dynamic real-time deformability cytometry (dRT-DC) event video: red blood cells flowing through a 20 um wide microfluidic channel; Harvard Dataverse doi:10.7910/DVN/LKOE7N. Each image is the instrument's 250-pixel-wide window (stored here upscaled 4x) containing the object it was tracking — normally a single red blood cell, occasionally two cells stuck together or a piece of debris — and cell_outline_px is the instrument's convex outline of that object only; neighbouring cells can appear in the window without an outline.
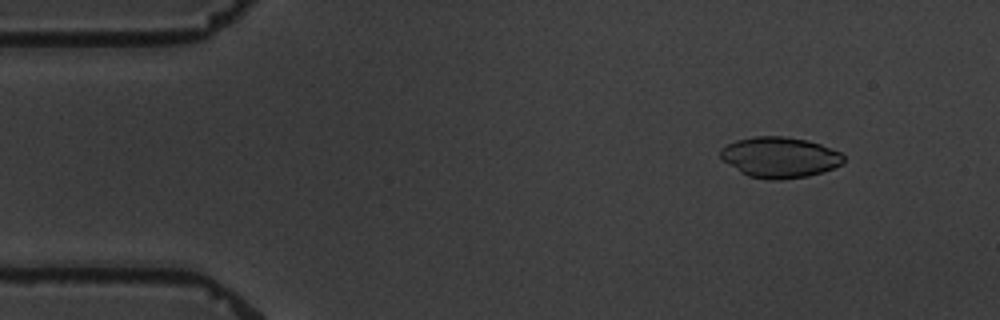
{"species": "common noctule bat (a hibernating species)", "species_latin": "Nyctalus noctula", "temperature_condition": "warm", "stored_images_in_passage": 4, "camera_frame_rate_fps": 3000, "um_per_image_px": 0.085, "animal": {"sex": "male", "body_mass_g": 19.5, "forearm_length_mm": 54.6}, "frame": {"image": 1, "passage_image": 2, "time_ms": 1.0, "image_size_px": [1000, 320], "cell_outline_px": [[844, 164], [824, 172], [808, 176], [780, 180], [764, 180], [748, 176], [740, 172], [728, 164], [720, 156], [720, 148], [736, 140], [756, 136], [784, 136], [808, 140], [820, 144], [840, 152], [844, 156]], "centroid_in_image_um": [66.29, 13.38], "position_along_channel_um": 18.7, "area_um2": 29.48}}